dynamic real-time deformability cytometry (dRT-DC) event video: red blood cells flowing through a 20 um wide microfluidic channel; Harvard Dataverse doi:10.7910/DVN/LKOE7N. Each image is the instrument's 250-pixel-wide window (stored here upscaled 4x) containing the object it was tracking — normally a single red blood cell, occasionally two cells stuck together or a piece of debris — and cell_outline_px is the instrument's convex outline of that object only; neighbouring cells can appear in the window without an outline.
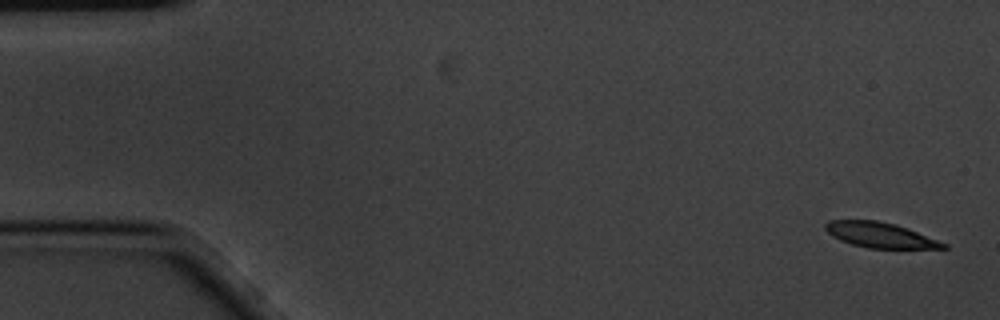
{"species": "common noctule bat (a hibernating species)", "species_latin": "Nyctalus noctula", "temperature_condition": "cold", "stored_images_in_passage": 5, "camera_frame_rate_fps": 3000, "um_per_image_px": 0.085, "animal": {"sex": "male", "body_mass_g": 20.1, "forearm_length_mm": 53.5}, "frame": {"image": 1, "passage_image": 1, "time_ms": 0.0, "image_size_px": [1000, 320], "cell_outline_px": [[948, 248], [868, 248], [852, 244], [840, 240], [832, 236], [824, 228], [824, 224], [828, 220], [876, 220], [896, 224], [908, 228], [948, 244]], "centroid_in_image_um": [74.8, 19.97], "position_along_channel_um": 10.2, "area_um2": 17.34}}
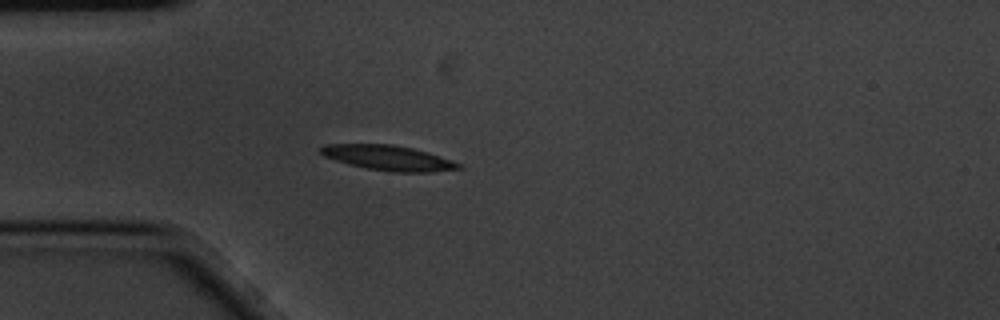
{"frame": {"image": 2, "passage_image": 5, "time_ms": 1.333, "image_size_px": [1000, 320], "cell_outline_px": [[464, 168], [432, 172], [392, 172], [368, 168], [348, 164], [324, 156], [320, 152], [320, 148], [324, 144], [392, 144], [412, 148], [428, 152], [452, 160], [460, 164]], "centroid_in_image_um": [33.02, 13.42], "position_along_channel_um": 52.0, "area_um2": 20.06}}